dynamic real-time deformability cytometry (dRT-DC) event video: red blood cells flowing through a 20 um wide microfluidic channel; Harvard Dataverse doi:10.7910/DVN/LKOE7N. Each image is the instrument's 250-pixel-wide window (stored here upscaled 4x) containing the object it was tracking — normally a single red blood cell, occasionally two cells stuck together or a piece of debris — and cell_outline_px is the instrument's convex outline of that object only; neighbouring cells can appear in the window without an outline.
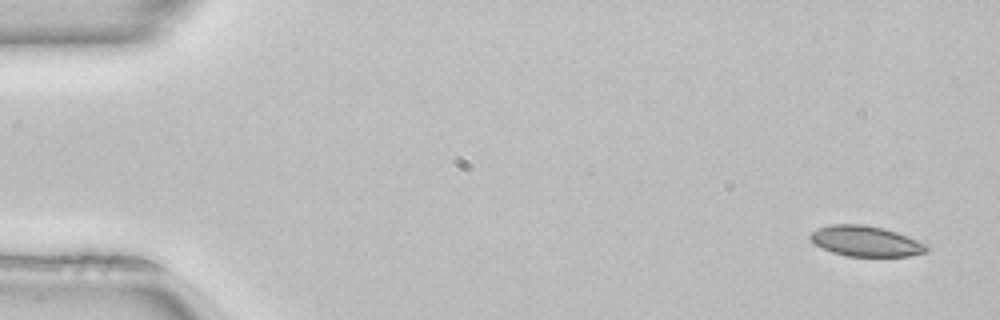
{"species": "common noctule bat (a hibernating species)", "species_latin": "Nyctalus noctula", "temperature_condition": "room temperature", "stored_images_in_passage": 49, "camera_frame_rate_fps": 3000, "um_per_image_px": 0.085, "animal": {"sex": "female", "body_mass_g": 22.7, "forearm_length_mm": 54.2}, "frame": {"image": 1, "passage_image": 1, "time_ms": 0.0, "image_size_px": [1000, 320], "cell_outline_px": [[928, 252], [912, 256], [848, 256], [832, 252], [816, 244], [808, 236], [816, 228], [832, 224], [864, 224], [884, 228], [908, 236], [928, 244]], "centroid_in_image_um": [73.63, 20.49], "position_along_channel_um": 11.4, "area_um2": 20.75}}
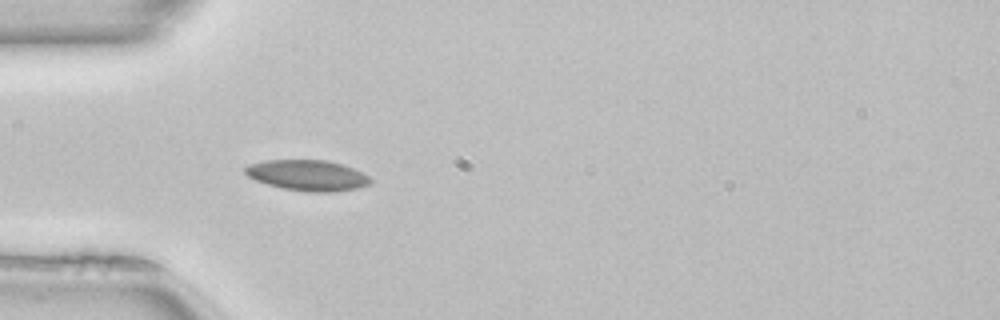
{"frame": {"image": 2, "passage_image": 14, "time_ms": 4.333, "image_size_px": [1000, 320], "cell_outline_px": [[372, 180], [368, 184], [356, 188], [328, 192], [308, 192], [284, 188], [268, 184], [256, 180], [248, 176], [244, 172], [244, 168], [248, 164], [264, 160], [328, 160], [352, 168], [368, 176]], "centroid_in_image_um": [26.09, 14.89], "position_along_channel_um": 58.9, "area_um2": 22.14}}
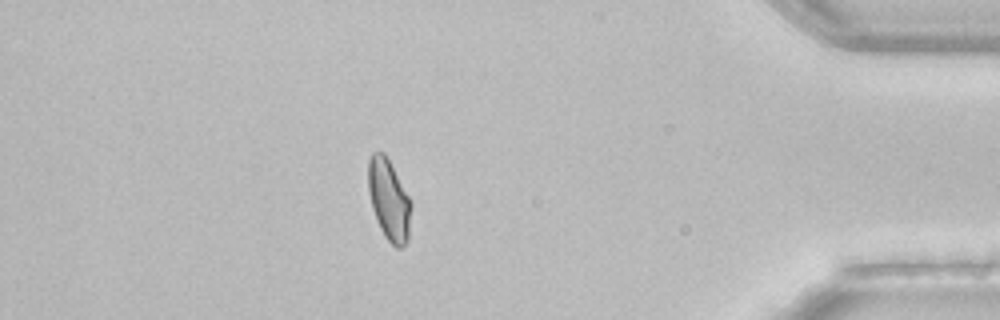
{"frame": {"image": 3, "passage_image": 43, "time_ms": 14.0, "image_size_px": [1000, 320], "cell_outline_px": [[412, 208], [408, 240], [400, 248], [396, 248], [384, 236], [380, 228], [372, 208], [368, 192], [368, 160], [372, 152], [384, 152], [412, 200]], "centroid_in_image_um": [33.07, 16.98], "position_along_channel_um": 402.1, "area_um2": 20.52}, "authors_computed_cell_mechanics": {"area_um2": 20.6346, "velocity_mm_per_s": 4.0385, "shape_relaxation_time_tau1_ms": null, "shape_relaxation_time_tau2_ms": 2.8721, "deformation_change_tau1": null, "deformation_change_tau2": 0.0635}}